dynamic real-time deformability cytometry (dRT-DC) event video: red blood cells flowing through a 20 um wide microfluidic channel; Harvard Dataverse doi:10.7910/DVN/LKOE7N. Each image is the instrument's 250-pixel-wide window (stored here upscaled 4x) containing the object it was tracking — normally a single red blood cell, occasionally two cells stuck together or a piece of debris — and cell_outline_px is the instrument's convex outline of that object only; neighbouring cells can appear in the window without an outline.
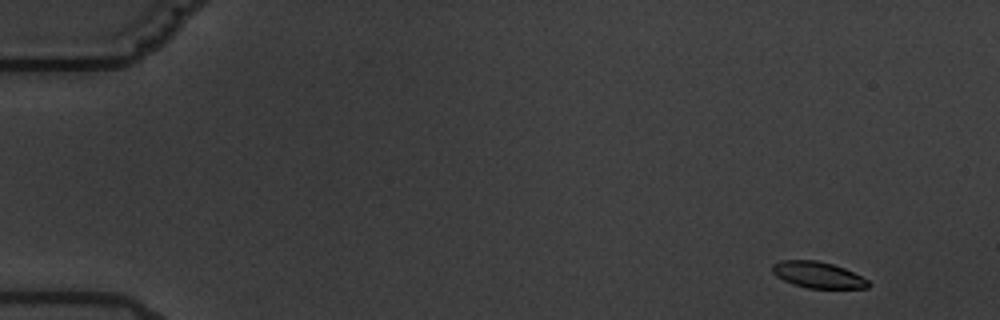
{"species": "common noctule bat (a hibernating species)", "species_latin": "Nyctalus noctula", "temperature_condition": "warm", "stored_images_in_passage": 8, "camera_frame_rate_fps": 3000, "um_per_image_px": 0.085, "animal": {"sex": "male", "body_mass_g": 19.5, "forearm_length_mm": 54.6}, "frame": {"image": 1, "passage_image": 1, "time_ms": 0.0, "image_size_px": [1000, 320], "cell_outline_px": [[872, 284], [868, 288], [808, 288], [792, 284], [776, 276], [772, 272], [772, 264], [780, 260], [816, 260], [832, 264], [844, 268], [868, 280]], "centroid_in_image_um": [69.51, 23.36], "position_along_channel_um": 15.5, "area_um2": 14.68}}
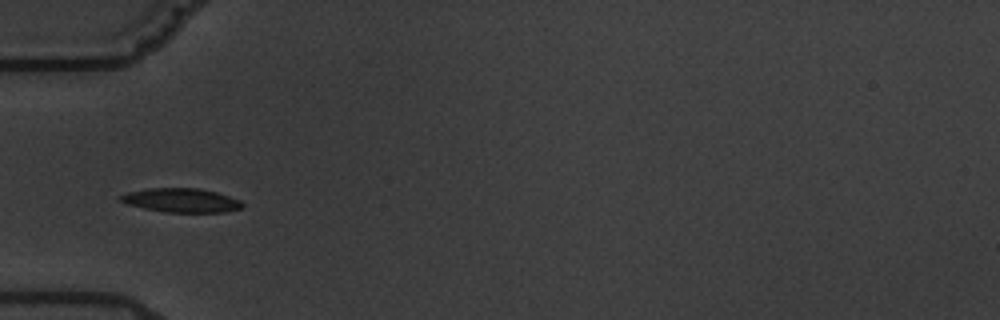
{"frame": {"image": 2, "passage_image": 5, "time_ms": 5.333, "image_size_px": [1000, 320], "cell_outline_px": [[244, 204], [240, 208], [224, 212], [164, 212], [144, 208], [128, 204], [120, 200], [120, 196], [128, 192], [148, 188], [200, 188], [216, 192], [240, 200]], "centroid_in_image_um": [15.41, 17.02], "position_along_channel_um": 69.6, "area_um2": 16.88}}
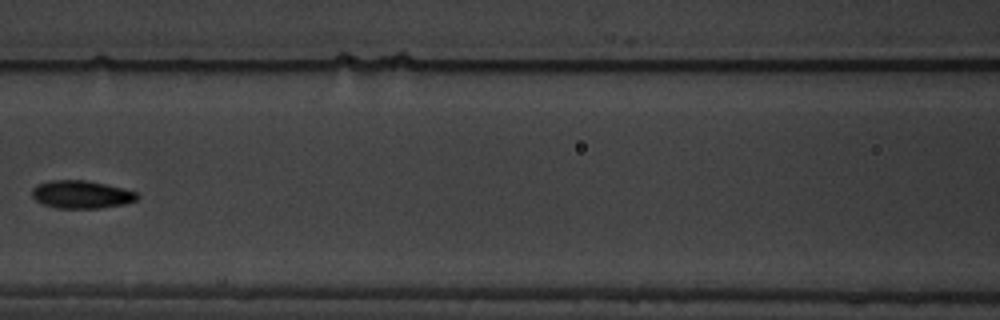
{"frame": {"image": 3, "passage_image": 7, "time_ms": 8.0, "image_size_px": [1000, 320], "cell_outline_px": [[140, 196], [136, 200], [124, 204], [100, 208], [56, 208], [44, 204], [36, 200], [32, 196], [32, 188], [36, 184], [48, 180], [88, 180], [124, 188], [136, 192]], "centroid_in_image_um": [6.91, 16.52], "position_along_channel_um": 159.7, "area_um2": 17.22}}